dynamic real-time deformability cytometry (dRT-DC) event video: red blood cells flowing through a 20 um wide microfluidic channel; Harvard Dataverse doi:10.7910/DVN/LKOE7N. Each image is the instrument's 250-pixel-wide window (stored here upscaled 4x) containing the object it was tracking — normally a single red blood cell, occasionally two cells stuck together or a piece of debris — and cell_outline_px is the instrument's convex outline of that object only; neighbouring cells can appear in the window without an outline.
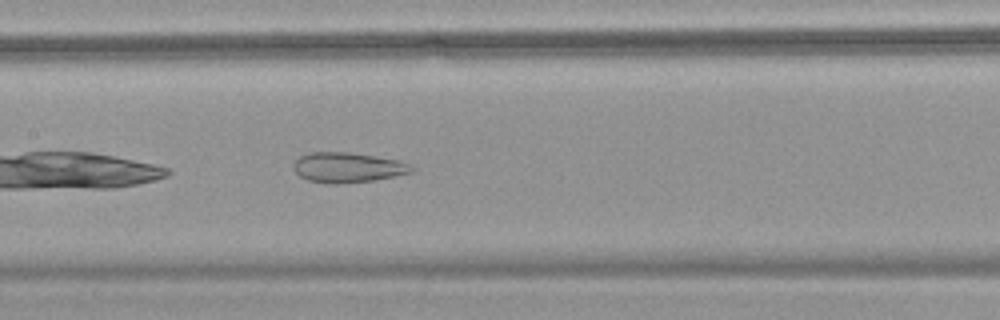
{"species": "common noctule bat (a hibernating species)", "species_latin": "Nyctalus noctula", "temperature_condition": "warm", "stored_images_in_passage": 32, "camera_frame_rate_fps": 3000, "um_per_image_px": 0.085, "animal": {"sex": "female", "body_mass_g": 18.4}, "frame": {"image": 1, "passage_image": 10, "time_ms": 3.0, "image_size_px": [1000, 320], "cell_outline_px": [[416, 168], [412, 172], [376, 180], [340, 184], [328, 184], [308, 180], [300, 176], [292, 168], [292, 164], [300, 156], [308, 152], [348, 152], [400, 160]], "centroid_in_image_um": [29.54, 14.24], "position_along_channel_um": 177.9, "area_um2": 20.87}}
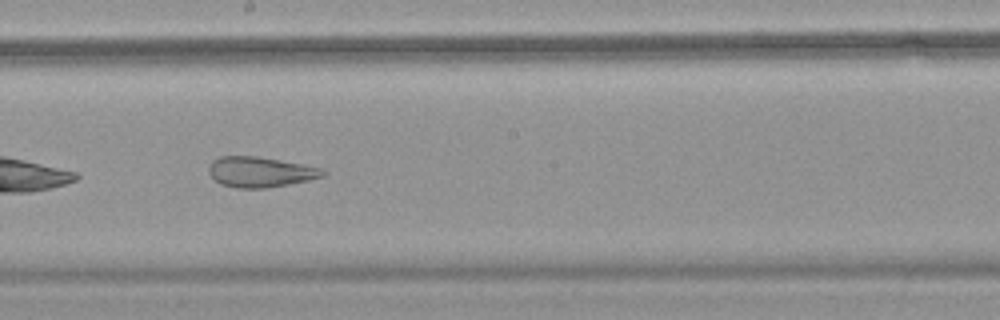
{"frame": {"image": 2, "passage_image": 14, "time_ms": 4.333, "image_size_px": [1000, 320], "cell_outline_px": [[328, 172], [324, 176], [308, 180], [288, 184], [264, 188], [236, 188], [220, 184], [208, 172], [208, 168], [212, 160], [220, 156], [256, 156], [300, 164], [320, 168]], "centroid_in_image_um": [22.09, 14.62], "position_along_channel_um": 226.1, "area_um2": 20.0}, "authors_computed_cell_mechanics": {"area_um2": 21.6172, "velocity_mm_per_s": 3.6372, "shape_relaxation_time_tau1_ms": null, "shape_relaxation_time_tau2_ms": 1.454, "deformation_change_tau1": null, "deformation_change_tau2": 0.0942}}